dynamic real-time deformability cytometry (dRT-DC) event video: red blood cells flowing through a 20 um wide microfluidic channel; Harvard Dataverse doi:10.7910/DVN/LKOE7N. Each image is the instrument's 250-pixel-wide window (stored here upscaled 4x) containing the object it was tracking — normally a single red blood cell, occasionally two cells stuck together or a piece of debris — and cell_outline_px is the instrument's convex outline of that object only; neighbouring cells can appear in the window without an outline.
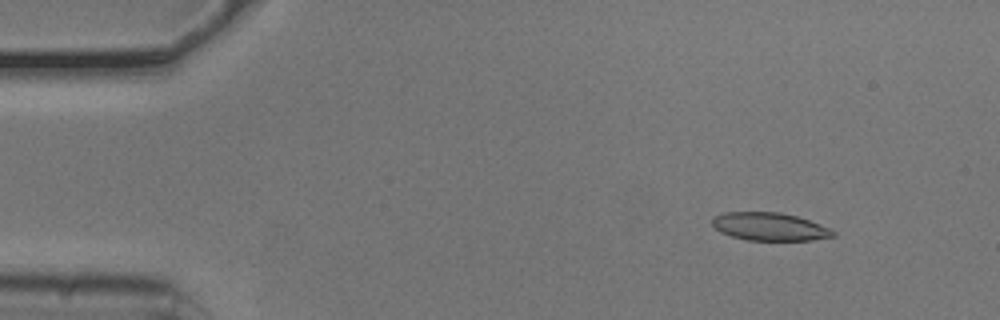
{"species": "common noctule bat (a hibernating species)", "species_latin": "Nyctalus noctula", "temperature_condition": "cold", "stored_images_in_passage": 16, "camera_frame_rate_fps": 3000, "um_per_image_px": 0.085, "animal": {"sex": "male", "body_mass_g": 20.5, "forearm_length_mm": 52.5}, "frame": {"image": 1, "passage_image": 5, "time_ms": 1.333, "image_size_px": [1000, 320], "cell_outline_px": [[836, 236], [812, 240], [748, 240], [732, 236], [720, 232], [712, 224], [712, 216], [724, 212], [780, 212], [796, 216], [820, 224], [836, 232]], "centroid_in_image_um": [65.4, 19.26], "position_along_channel_um": 19.6, "area_um2": 19.65}}